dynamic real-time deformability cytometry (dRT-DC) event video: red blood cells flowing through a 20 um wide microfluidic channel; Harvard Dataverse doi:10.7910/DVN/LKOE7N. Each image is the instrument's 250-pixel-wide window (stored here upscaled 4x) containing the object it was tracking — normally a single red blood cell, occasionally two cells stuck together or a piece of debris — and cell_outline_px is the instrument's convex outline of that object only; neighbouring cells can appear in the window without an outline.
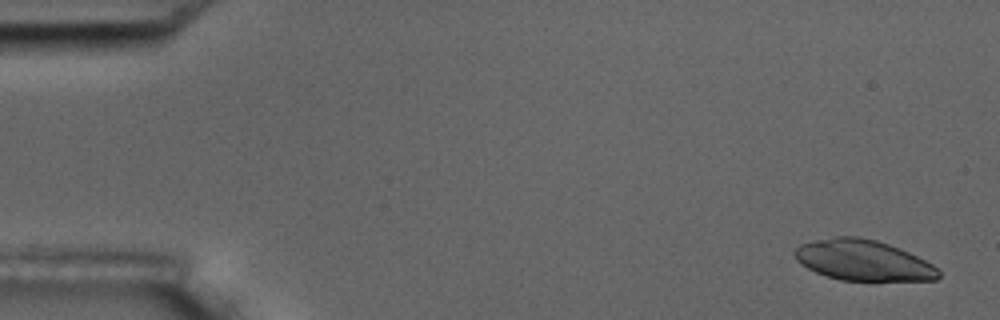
{"species": "common noctule bat (a hibernating species)", "species_latin": "Nyctalus noctula", "temperature_condition": "room temperature", "stored_images_in_passage": 6, "camera_frame_rate_fps": 3000, "um_per_image_px": 0.085, "animal": {"sex": "male", "body_mass_g": 17.5, "forearm_length_mm": 52.3}, "frame": {"image": 1, "passage_image": 1, "time_ms": 0.0, "image_size_px": [1000, 320], "cell_outline_px": [[940, 276], [936, 280], [840, 280], [816, 272], [808, 268], [796, 260], [792, 252], [800, 244], [816, 240], [836, 236], [856, 236], [876, 240], [888, 244], [908, 252], [932, 264], [940, 272]], "centroid_in_image_um": [73.34, 22.12], "position_along_channel_um": 11.7, "area_um2": 33.76}}